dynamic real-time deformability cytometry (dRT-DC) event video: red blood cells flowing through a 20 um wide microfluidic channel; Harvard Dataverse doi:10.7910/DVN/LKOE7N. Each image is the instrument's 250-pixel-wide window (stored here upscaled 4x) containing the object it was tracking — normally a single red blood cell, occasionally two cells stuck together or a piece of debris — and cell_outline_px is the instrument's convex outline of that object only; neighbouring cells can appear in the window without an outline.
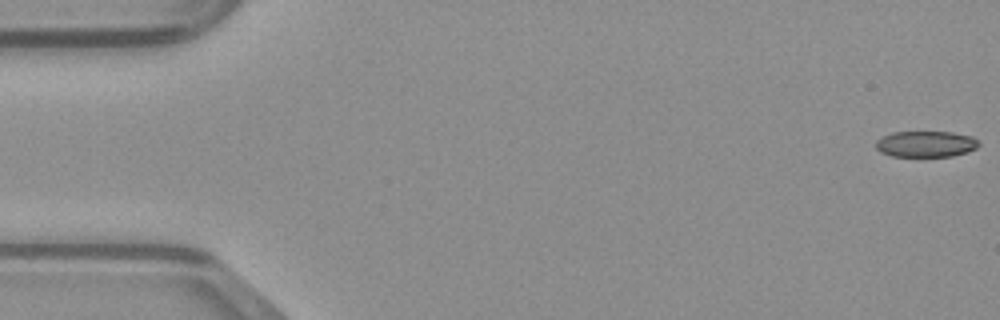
{"species": "common noctule bat (a hibernating species)", "species_latin": "Nyctalus noctula", "temperature_condition": "warm", "stored_images_in_passage": 49, "camera_frame_rate_fps": 3000, "um_per_image_px": 0.085, "animal": {"sex": "male", "body_mass_g": 23.1, "forearm_length_mm": 52.7}, "frame": {"image": 1, "passage_image": 1, "time_ms": 0.0, "image_size_px": [1000, 320], "cell_outline_px": [[980, 144], [976, 148], [968, 152], [952, 156], [892, 156], [880, 152], [876, 148], [876, 140], [892, 132], [952, 132], [972, 136]], "centroid_in_image_um": [78.7, 12.24], "position_along_channel_um": 6.3, "area_um2": 15.61}}
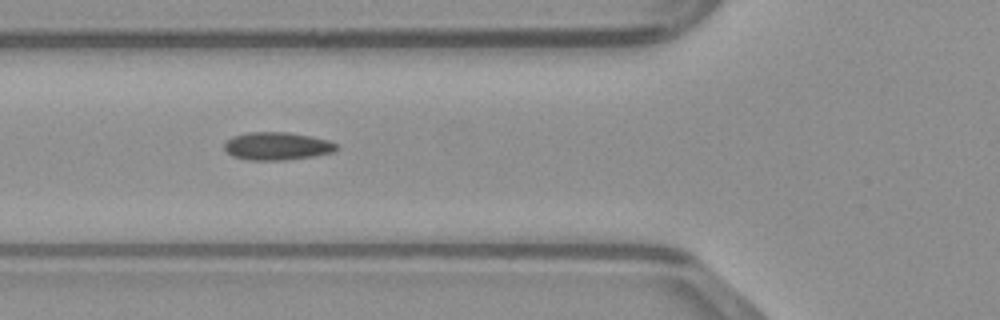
{"frame": {"image": 2, "passage_image": 18, "time_ms": 5.667, "image_size_px": [1000, 320], "cell_outline_px": [[340, 148], [336, 152], [312, 156], [284, 160], [248, 160], [232, 156], [224, 148], [224, 144], [232, 136], [248, 132], [288, 132], [312, 136], [328, 140], [336, 144]], "centroid_in_image_um": [23.58, 12.41], "position_along_channel_um": 102.2, "area_um2": 18.32}}
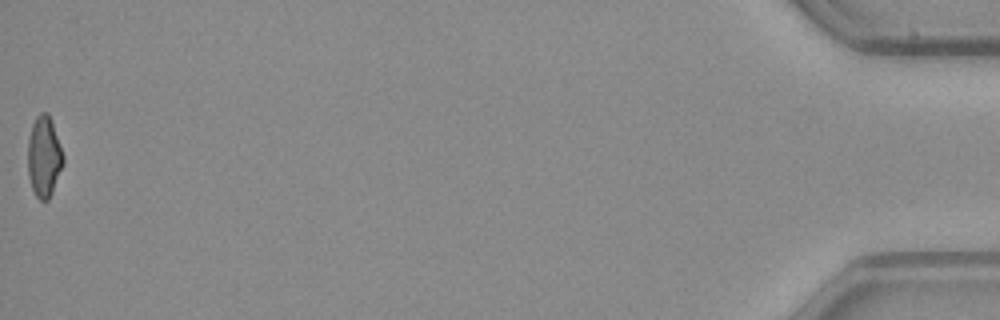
{"frame": {"image": 3, "passage_image": 49, "time_ms": 16.0, "image_size_px": [1000, 320], "cell_outline_px": [[64, 164], [52, 192], [48, 200], [40, 200], [36, 196], [32, 188], [28, 176], [28, 140], [32, 124], [36, 116], [40, 112], [48, 112], [52, 120], [64, 156]], "centroid_in_image_um": [3.75, 13.29], "position_along_channel_um": 431.5, "area_um2": 16.82}}